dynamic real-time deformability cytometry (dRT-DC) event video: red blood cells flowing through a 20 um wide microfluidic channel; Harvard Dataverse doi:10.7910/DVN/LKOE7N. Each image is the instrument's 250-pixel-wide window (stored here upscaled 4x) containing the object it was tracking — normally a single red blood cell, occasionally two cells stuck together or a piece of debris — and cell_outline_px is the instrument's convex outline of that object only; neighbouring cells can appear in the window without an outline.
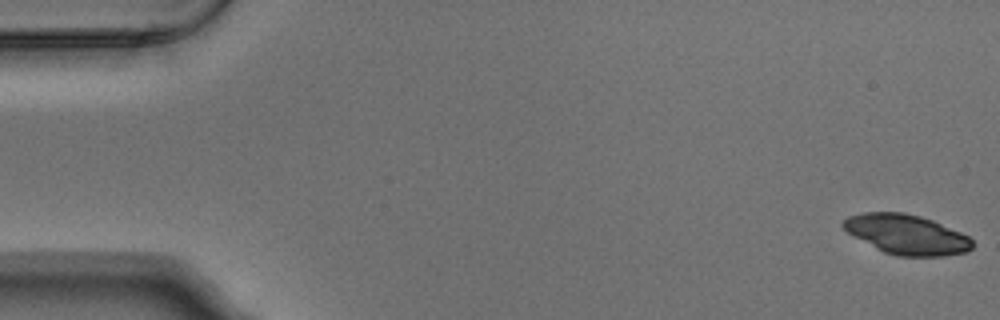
{"species": "Egyptian fruit bat (a non-hibernating species)", "species_latin": "Rousettus aegyptiacus", "temperature_condition": "warm", "stored_images_in_passage": 4, "camera_frame_rate_fps": 3000, "um_per_image_px": 0.085, "animal": {"sex": "male"}, "frame": {"image": 1, "passage_image": 1, "time_ms": 0.0, "image_size_px": [1000, 320], "cell_outline_px": [[972, 248], [968, 252], [940, 256], [896, 256], [884, 252], [876, 248], [848, 232], [840, 224], [848, 216], [860, 212], [904, 212], [920, 216], [932, 220], [960, 232], [968, 236], [972, 240]], "centroid_in_image_um": [77.05, 19.92], "position_along_channel_um": 7.9, "area_um2": 29.77}}